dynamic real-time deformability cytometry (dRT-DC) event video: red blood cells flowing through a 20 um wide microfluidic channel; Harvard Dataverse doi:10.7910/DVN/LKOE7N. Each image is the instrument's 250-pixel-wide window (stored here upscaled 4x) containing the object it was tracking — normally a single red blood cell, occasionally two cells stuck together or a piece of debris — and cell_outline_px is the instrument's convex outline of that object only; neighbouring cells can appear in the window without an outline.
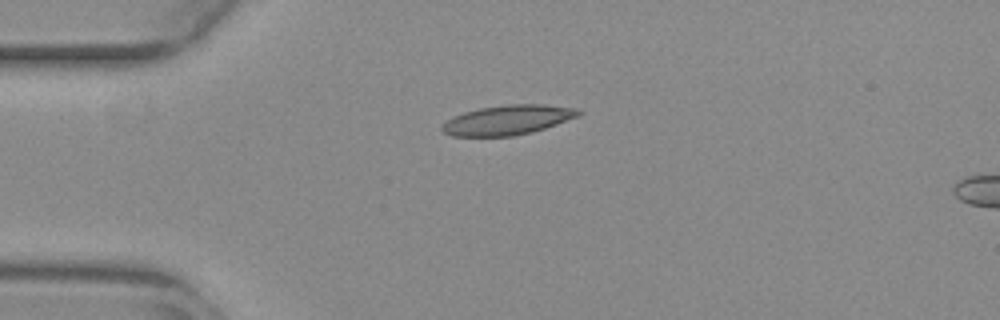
{"species": "common noctule bat (a hibernating species)", "species_latin": "Nyctalus noctula", "temperature_condition": "warm", "stored_images_in_passage": 5, "camera_frame_rate_fps": 3000, "um_per_image_px": 0.085, "animal": {"sex": "female", "body_mass_g": 29.2, "forearm_length_mm": 56.3}, "frame": {"image": 1, "passage_image": 1, "time_ms": 0.0, "image_size_px": [1000, 320], "cell_outline_px": [[584, 112], [580, 116], [532, 132], [512, 136], [452, 136], [444, 132], [440, 128], [452, 116], [464, 112], [480, 108], [508, 104], [544, 104], [576, 108]], "centroid_in_image_um": [43.18, 10.19], "position_along_channel_um": 41.8, "area_um2": 23.58}}